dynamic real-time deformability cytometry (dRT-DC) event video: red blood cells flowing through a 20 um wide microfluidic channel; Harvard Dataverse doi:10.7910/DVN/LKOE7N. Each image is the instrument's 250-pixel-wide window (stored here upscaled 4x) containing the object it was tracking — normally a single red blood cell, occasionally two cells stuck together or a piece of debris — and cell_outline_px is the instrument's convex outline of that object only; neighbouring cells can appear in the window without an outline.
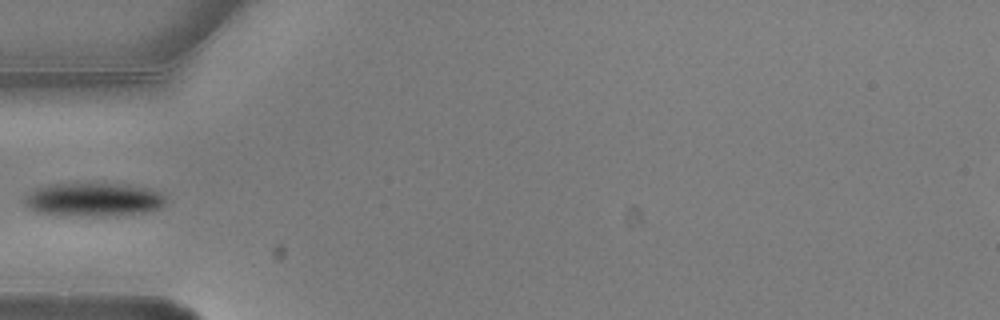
{"species": "common noctule bat (a hibernating species)", "species_latin": "Nyctalus noctula", "temperature_condition": "warm", "stored_images_in_passage": 2, "camera_frame_rate_fps": 3000, "um_per_image_px": 0.085, "animal": {"sex": "male", "body_mass_g": 20.5, "forearm_length_mm": 52.5}, "frame": {"image": 1, "passage_image": 1, "time_ms": 0.0, "image_size_px": [1000, 320], "cell_outline_px": [[168, 200], [160, 208], [148, 212], [104, 216], [60, 216], [36, 212], [28, 208], [24, 204], [24, 196], [28, 192], [36, 188], [52, 184], [116, 184], [144, 188], [160, 192]], "centroid_in_image_um": [7.89, 16.99], "position_along_channel_um": 77.1, "area_um2": 27.8}}
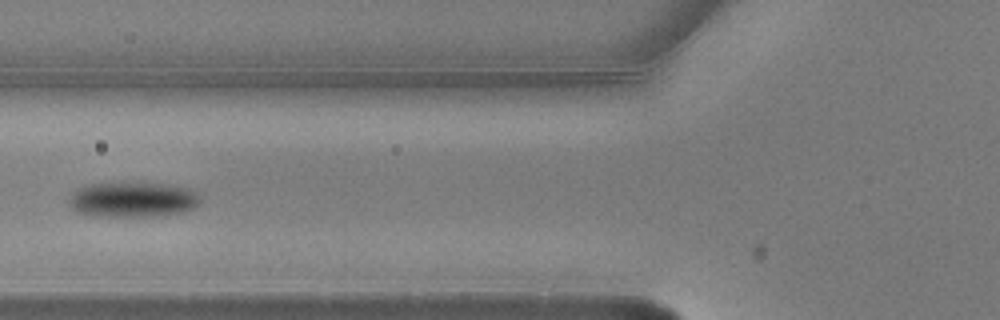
{"frame": {"image": 2, "passage_image": 2, "time_ms": 0.333, "image_size_px": [1000, 320], "cell_outline_px": [[200, 200], [192, 208], [184, 212], [156, 216], [92, 216], [80, 212], [72, 208], [72, 192], [76, 188], [88, 184], [168, 184], [188, 188]], "centroid_in_image_um": [11.27, 16.98], "position_along_channel_um": 114.5, "area_um2": 26.13}}